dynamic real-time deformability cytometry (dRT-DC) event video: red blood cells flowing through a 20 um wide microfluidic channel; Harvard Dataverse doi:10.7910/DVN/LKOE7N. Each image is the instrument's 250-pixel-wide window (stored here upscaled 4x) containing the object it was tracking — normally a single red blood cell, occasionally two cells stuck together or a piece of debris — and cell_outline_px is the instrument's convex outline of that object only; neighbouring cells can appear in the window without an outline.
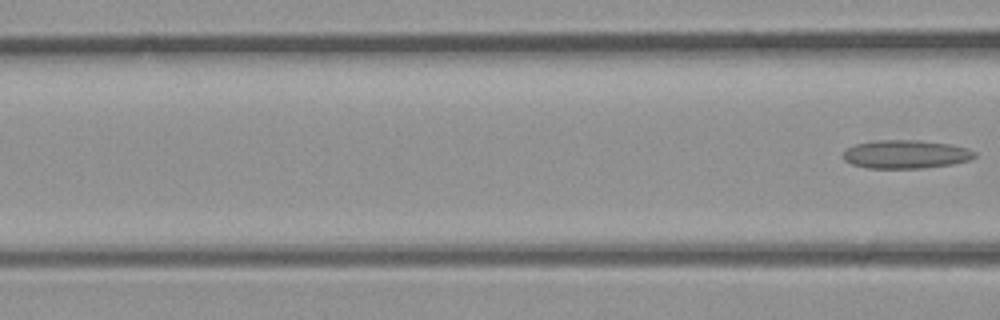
{"species": "common noctule bat (a hibernating species)", "species_latin": "Nyctalus noctula", "temperature_condition": "room temperature", "stored_images_in_passage": 5, "segment_of_instrument_passage": [2, 2], "camera_frame_rate_fps": 3000, "um_per_image_px": 0.085, "animal": {"sex": "male", "body_mass_g": 23.1, "forearm_length_mm": 52.7}, "frame": {"image": 1, "passage_image": 5, "time_ms": 1.333, "image_size_px": [1000, 320], "cell_outline_px": [[976, 156], [968, 160], [952, 164], [924, 168], [868, 168], [852, 164], [844, 160], [844, 148], [856, 144], [876, 140], [920, 140], [948, 144], [968, 148], [976, 152]], "centroid_in_image_um": [76.98, 13.11], "position_along_channel_um": 89.6, "area_um2": 21.79}}